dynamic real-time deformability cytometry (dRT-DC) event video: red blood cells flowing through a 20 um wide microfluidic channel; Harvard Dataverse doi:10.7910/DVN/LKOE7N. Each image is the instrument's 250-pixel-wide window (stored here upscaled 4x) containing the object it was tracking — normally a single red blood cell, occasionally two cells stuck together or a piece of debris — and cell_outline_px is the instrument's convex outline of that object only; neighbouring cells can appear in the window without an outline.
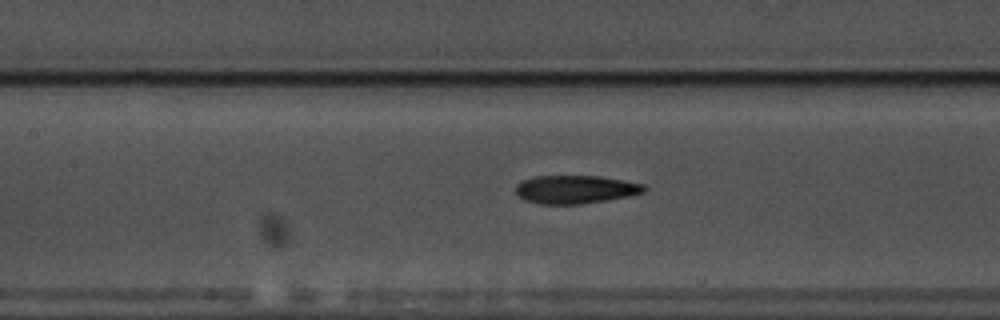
{"species": "common noctule bat (a hibernating species)", "species_latin": "Nyctalus noctula", "temperature_condition": "warm", "stored_images_in_passage": 38, "camera_frame_rate_fps": 3000, "um_per_image_px": 0.085, "animal": {"sex": "male", "body_mass_g": 17.5, "forearm_length_mm": 52.3}, "frame": {"image": 1, "passage_image": 10, "time_ms": 3.0, "image_size_px": [1000, 320], "cell_outline_px": [[648, 188], [644, 192], [628, 196], [608, 200], [580, 204], [540, 204], [524, 200], [516, 196], [516, 184], [520, 180], [536, 176], [600, 176], [644, 184]], "centroid_in_image_um": [48.88, 16.1], "position_along_channel_um": 158.5, "area_um2": 21.33}}
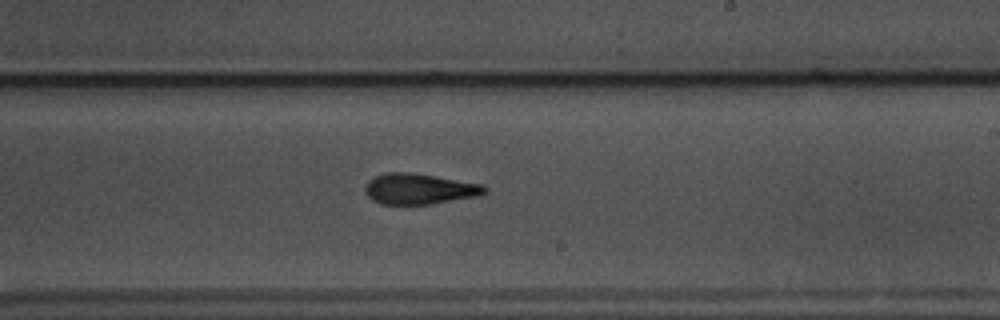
{"frame": {"image": 2, "passage_image": 18, "time_ms": 5.667, "image_size_px": [1000, 320], "cell_outline_px": [[488, 192], [476, 196], [428, 204], [380, 204], [372, 200], [368, 196], [364, 188], [368, 180], [384, 172], [408, 172], [484, 184], [488, 188]], "centroid_in_image_um": [35.63, 16.05], "position_along_channel_um": 253.4, "area_um2": 21.27}}
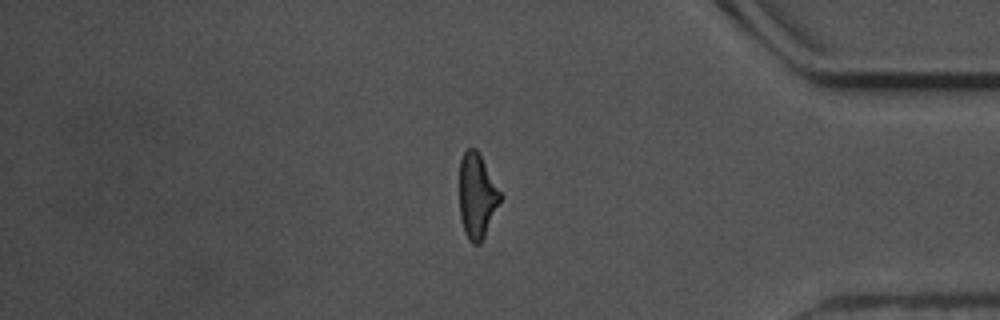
{"frame": {"image": 3, "passage_image": 32, "time_ms": 10.333, "image_size_px": [1000, 320], "cell_outline_px": [[500, 200], [484, 236], [480, 244], [472, 244], [468, 240], [464, 232], [460, 216], [460, 160], [464, 152], [468, 148], [476, 148], [500, 192]], "centroid_in_image_um": [40.51, 16.67], "position_along_channel_um": 394.7, "area_um2": 19.65}}